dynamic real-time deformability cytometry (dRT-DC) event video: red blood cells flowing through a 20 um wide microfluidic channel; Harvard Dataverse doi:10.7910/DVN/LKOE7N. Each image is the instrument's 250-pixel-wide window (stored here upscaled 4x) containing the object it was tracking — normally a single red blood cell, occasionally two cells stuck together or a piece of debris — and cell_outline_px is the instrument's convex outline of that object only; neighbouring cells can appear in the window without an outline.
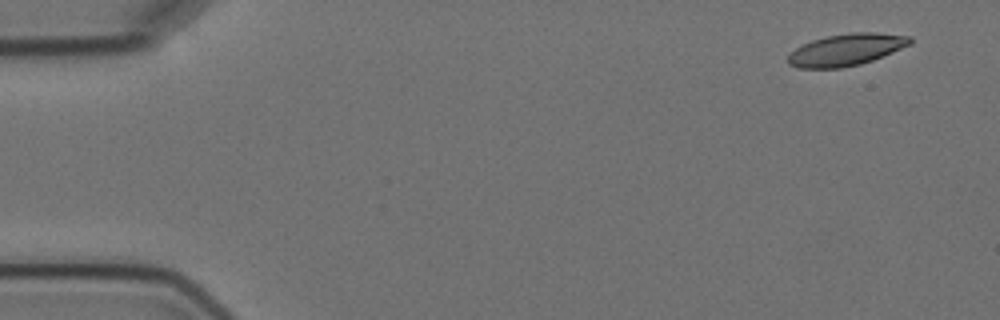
{"species": "Egyptian fruit bat (a non-hibernating species)", "species_latin": "Rousettus aegyptiacus", "temperature_condition": "cold", "stored_images_in_passage": 5, "camera_frame_rate_fps": 3000, "um_per_image_px": 0.085, "animal": {"sex": "female"}, "frame": {"image": 1, "passage_image": 1, "time_ms": 0.0, "image_size_px": [1000, 320], "cell_outline_px": [[912, 44], [872, 60], [860, 64], [840, 68], [800, 68], [788, 64], [788, 56], [796, 48], [812, 40], [828, 36], [852, 32], [876, 32], [912, 36]], "centroid_in_image_um": [71.96, 4.22], "position_along_channel_um": 13.0, "area_um2": 22.54}}